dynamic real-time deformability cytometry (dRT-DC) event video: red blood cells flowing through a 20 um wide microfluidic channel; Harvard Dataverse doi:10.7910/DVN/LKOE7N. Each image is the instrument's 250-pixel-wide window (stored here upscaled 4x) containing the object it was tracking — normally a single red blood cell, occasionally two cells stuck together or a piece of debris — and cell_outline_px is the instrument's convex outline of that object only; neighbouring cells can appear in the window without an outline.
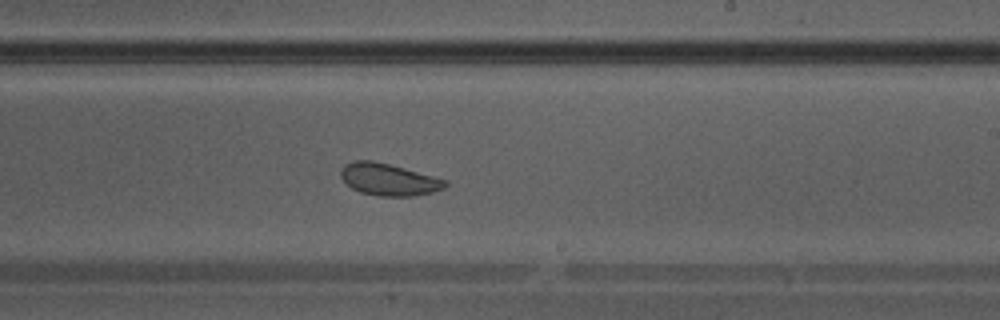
{"species": "Egyptian fruit bat (a non-hibernating species)", "species_latin": "Rousettus aegyptiacus", "temperature_condition": "warm", "stored_images_in_passage": 38, "camera_frame_rate_fps": 3000, "um_per_image_px": 0.085, "animal": {"sex": "male"}, "frame": {"image": 1, "passage_image": 22, "time_ms": 7.0, "image_size_px": [1000, 320], "cell_outline_px": [[448, 184], [444, 188], [432, 192], [412, 196], [380, 196], [360, 192], [352, 188], [340, 176], [340, 168], [344, 164], [356, 160], [372, 160], [404, 168], [448, 180]], "centroid_in_image_um": [33.03, 15.25], "position_along_channel_um": 256.0, "area_um2": 19.42}}